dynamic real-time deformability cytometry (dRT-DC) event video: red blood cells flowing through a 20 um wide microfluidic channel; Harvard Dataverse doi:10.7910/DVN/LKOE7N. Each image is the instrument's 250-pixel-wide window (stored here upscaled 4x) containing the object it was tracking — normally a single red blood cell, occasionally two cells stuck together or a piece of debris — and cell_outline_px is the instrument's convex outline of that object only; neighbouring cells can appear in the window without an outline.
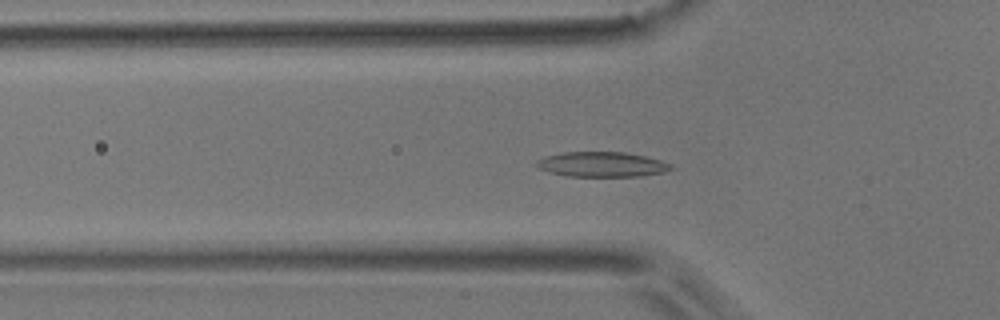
{"species": "common noctule bat (a hibernating species)", "species_latin": "Nyctalus noctula", "temperature_condition": "room temperature", "stored_images_in_passage": 52, "camera_frame_rate_fps": 3000, "um_per_image_px": 0.085, "animal": {"sex": "male", "body_mass_g": 17.9}, "frame": {"image": 1, "passage_image": 17, "time_ms": 5.333, "image_size_px": [1000, 320], "cell_outline_px": [[676, 168], [664, 172], [640, 176], [564, 176], [548, 172], [540, 168], [536, 164], [536, 160], [544, 156], [560, 152], [624, 152], [644, 156], [660, 160], [672, 164]], "centroid_in_image_um": [51.15, 13.97], "position_along_channel_um": 74.6, "area_um2": 19.71}}
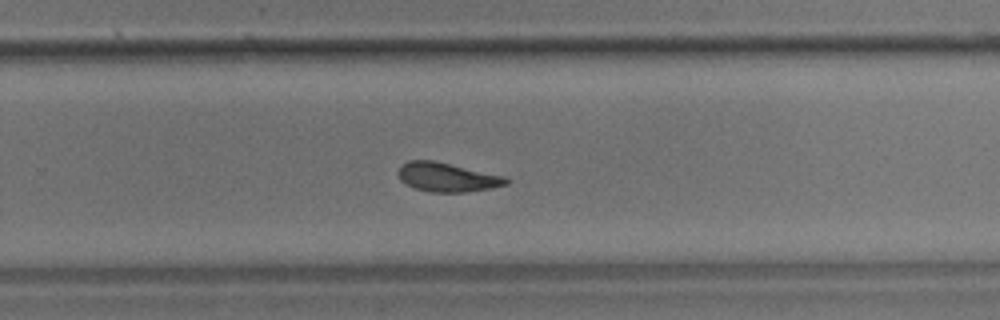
{"frame": {"image": 2, "passage_image": 34, "time_ms": 11.0, "image_size_px": [1000, 320], "cell_outline_px": [[508, 184], [488, 188], [464, 192], [432, 192], [416, 188], [400, 180], [396, 172], [400, 164], [408, 160], [432, 160], [508, 176]], "centroid_in_image_um": [37.99, 15.04], "position_along_channel_um": 291.8, "area_um2": 18.32}}
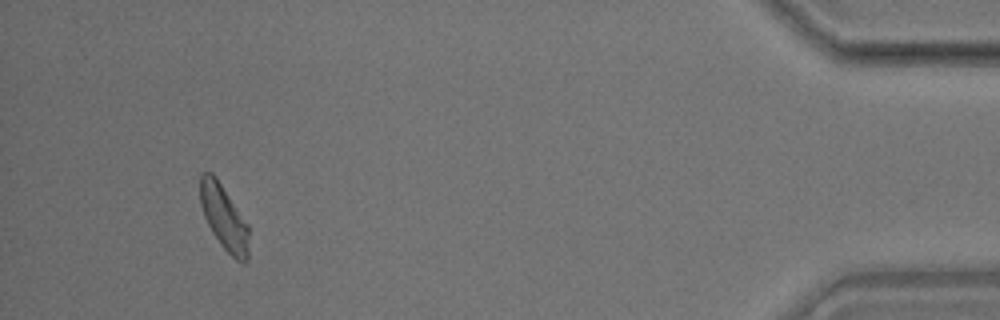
{"frame": {"image": 3, "passage_image": 49, "time_ms": 16.0, "image_size_px": [1000, 320], "cell_outline_px": [[248, 260], [244, 264], [236, 260], [220, 244], [212, 232], [204, 216], [200, 204], [200, 172], [212, 172], [216, 176], [248, 228]], "centroid_in_image_um": [19.0, 18.49], "position_along_channel_um": 416.2, "area_um2": 17.98}, "authors_computed_cell_mechanics": {"area_um2": 18.6694, "velocity_mm_per_s": 3.8239, "shape_relaxation_time_tau1_ms": 4.0761, "shape_relaxation_time_tau2_ms": 3.7054, "deformation_change_tau1": 0.1175, "deformation_change_tau2": 0.1063}}